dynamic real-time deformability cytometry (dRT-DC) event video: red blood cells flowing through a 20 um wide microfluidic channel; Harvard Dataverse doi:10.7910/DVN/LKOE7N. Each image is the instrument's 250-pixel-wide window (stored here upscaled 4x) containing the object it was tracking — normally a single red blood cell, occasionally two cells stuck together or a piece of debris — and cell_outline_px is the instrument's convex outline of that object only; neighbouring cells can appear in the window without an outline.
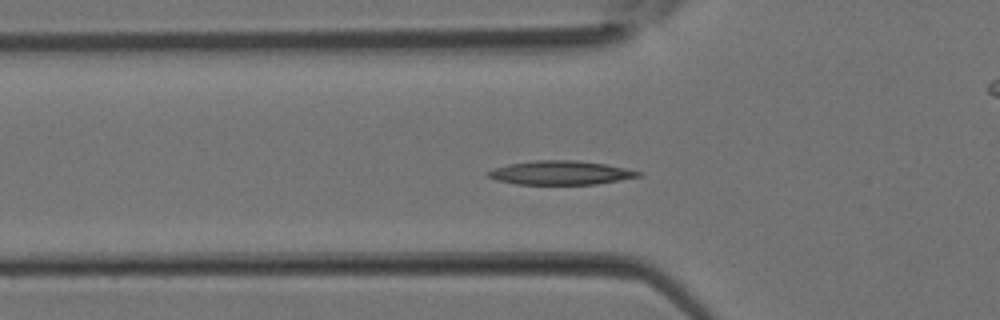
{"species": "Egyptian fruit bat (a non-hibernating species)", "species_latin": "Rousettus aegyptiacus", "temperature_condition": "room temperature", "stored_images_in_passage": 13, "camera_frame_rate_fps": 3000, "um_per_image_px": 0.085, "animal": {"sex": "female"}, "frame": {"image": 1, "passage_image": 11, "time_ms": 3.333, "image_size_px": [1000, 320], "cell_outline_px": [[644, 172], [640, 176], [620, 180], [596, 184], [516, 184], [496, 180], [488, 176], [488, 172], [496, 168], [508, 164], [536, 160], [576, 160], [604, 164]], "centroid_in_image_um": [47.67, 14.68], "position_along_channel_um": 78.1, "area_um2": 20.69}}